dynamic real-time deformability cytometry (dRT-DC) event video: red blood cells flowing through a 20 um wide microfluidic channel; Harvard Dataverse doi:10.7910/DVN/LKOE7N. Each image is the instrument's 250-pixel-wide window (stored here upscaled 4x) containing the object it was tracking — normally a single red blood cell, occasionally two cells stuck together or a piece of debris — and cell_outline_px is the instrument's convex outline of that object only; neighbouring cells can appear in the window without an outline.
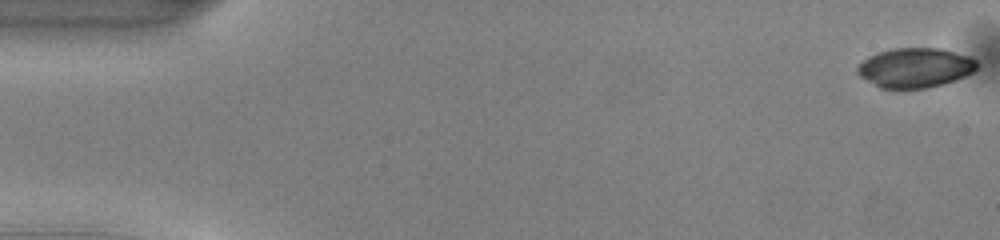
{"species": "common noctule bat (a hibernating species)", "species_latin": "Nyctalus noctula", "temperature_condition": "warm", "stored_images_in_passage": 42, "camera_frame_rate_fps": 3000, "um_per_image_px": 0.085, "animal": {"sex": "male", "body_mass_g": 13.0, "forearm_length_mm": 53.1}, "frame": {"image": 1, "passage_image": 1, "time_ms": 0.0, "image_size_px": [1000, 240], "cell_outline_px": [[980, 64], [972, 72], [956, 80], [944, 84], [928, 88], [880, 88], [860, 76], [856, 72], [856, 68], [868, 56], [892, 48], [940, 48], [968, 56], [976, 60]], "centroid_in_image_um": [77.8, 5.76], "position_along_channel_um": 7.2, "area_um2": 27.57}}
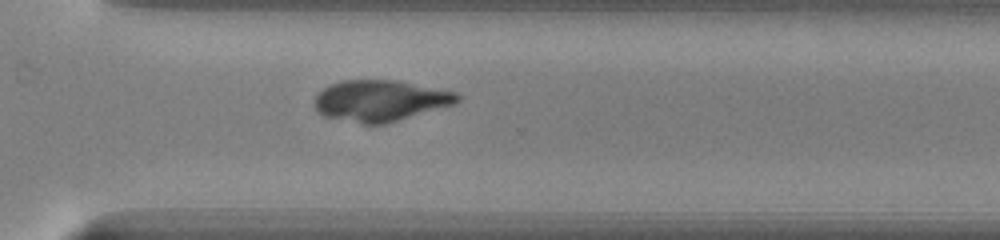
{"frame": {"image": 2, "passage_image": 36, "time_ms": 11.667, "image_size_px": [1000, 240], "cell_outline_px": [[460, 100], [456, 104], [384, 124], [364, 124], [324, 116], [316, 112], [316, 92], [328, 84], [340, 80], [396, 80], [456, 92], [460, 96]], "centroid_in_image_um": [32.31, 8.55], "position_along_channel_um": 338.3, "area_um2": 34.33}}
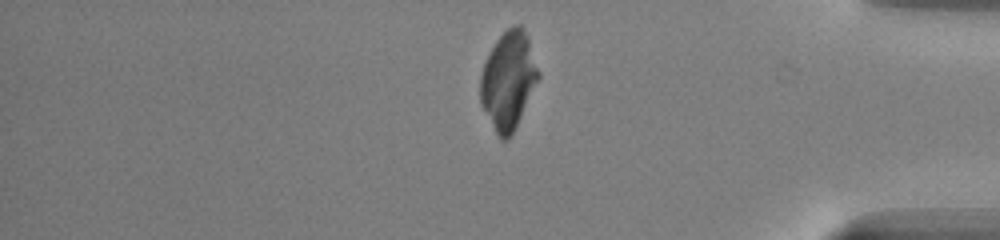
{"frame": {"image": 3, "passage_image": 42, "time_ms": 13.667, "image_size_px": [1000, 240], "cell_outline_px": [[540, 76], [508, 140], [500, 140], [480, 104], [480, 76], [484, 64], [496, 40], [512, 24], [520, 24], [528, 36], [540, 72]], "centroid_in_image_um": [43.2, 6.8], "position_along_channel_um": 392.0, "area_um2": 32.66}}